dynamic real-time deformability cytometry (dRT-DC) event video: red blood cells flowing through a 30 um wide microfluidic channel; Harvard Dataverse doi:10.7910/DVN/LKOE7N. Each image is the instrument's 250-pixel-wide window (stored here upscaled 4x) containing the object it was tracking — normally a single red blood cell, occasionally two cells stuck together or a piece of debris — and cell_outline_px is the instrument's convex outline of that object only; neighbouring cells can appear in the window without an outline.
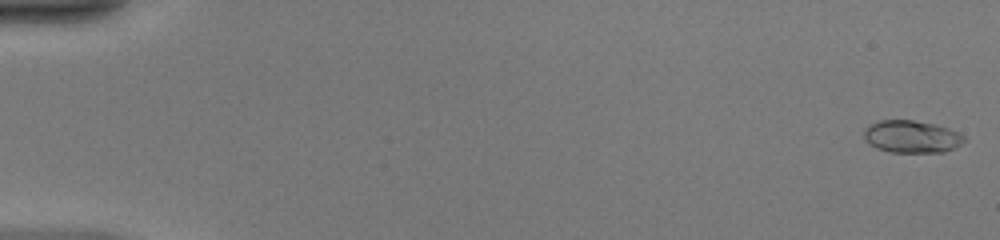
{"species": "common noctule bat (a hibernating species)", "species_latin": "Nyctalus noctula", "temperature_condition": "warm", "stored_images_in_passage": 46, "camera_frame_rate_fps": 3000, "um_per_image_px": 0.085, "animal": {"sex": "female", "body_mass_g": 20.0, "forearm_length_mm": 54.0}, "frame": {"image": 1, "passage_image": 1, "time_ms": 0.0, "image_size_px": [1000, 240], "cell_outline_px": [[968, 140], [956, 148], [944, 152], [892, 152], [876, 148], [864, 136], [864, 128], [868, 124], [880, 120], [912, 120], [936, 124], [960, 132]], "centroid_in_image_um": [77.55, 11.61], "position_along_channel_um": 7.5, "area_um2": 19.07}}
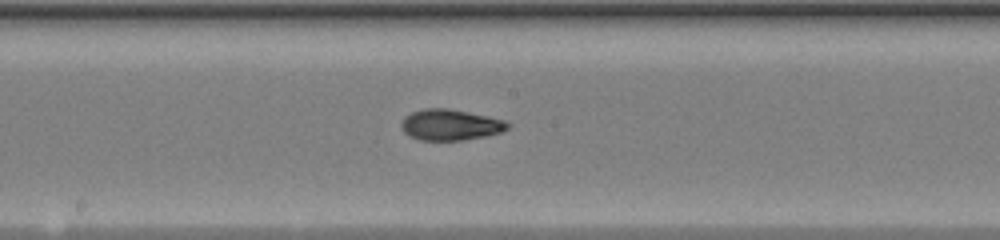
{"frame": {"image": 2, "passage_image": 28, "time_ms": 9.0, "image_size_px": [1000, 240], "cell_outline_px": [[512, 124], [508, 128], [500, 132], [484, 136], [464, 140], [420, 140], [408, 136], [400, 128], [400, 124], [404, 116], [412, 112], [424, 108], [448, 108], [488, 116], [504, 120]], "centroid_in_image_um": [38.24, 10.6], "position_along_channel_um": 210.0, "area_um2": 19.31}}
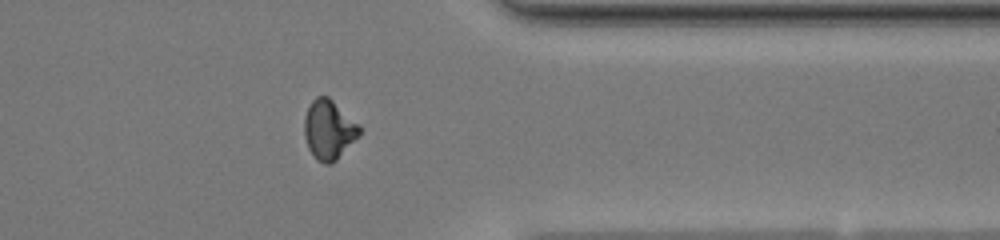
{"frame": {"image": 3, "passage_image": 41, "time_ms": 13.333, "image_size_px": [1000, 240], "cell_outline_px": [[360, 132], [336, 160], [332, 164], [324, 164], [316, 160], [312, 156], [308, 148], [304, 136], [304, 116], [312, 100], [316, 96], [328, 96], [360, 124]], "centroid_in_image_um": [27.91, 11.02], "position_along_channel_um": 383.5, "area_um2": 19.07}}